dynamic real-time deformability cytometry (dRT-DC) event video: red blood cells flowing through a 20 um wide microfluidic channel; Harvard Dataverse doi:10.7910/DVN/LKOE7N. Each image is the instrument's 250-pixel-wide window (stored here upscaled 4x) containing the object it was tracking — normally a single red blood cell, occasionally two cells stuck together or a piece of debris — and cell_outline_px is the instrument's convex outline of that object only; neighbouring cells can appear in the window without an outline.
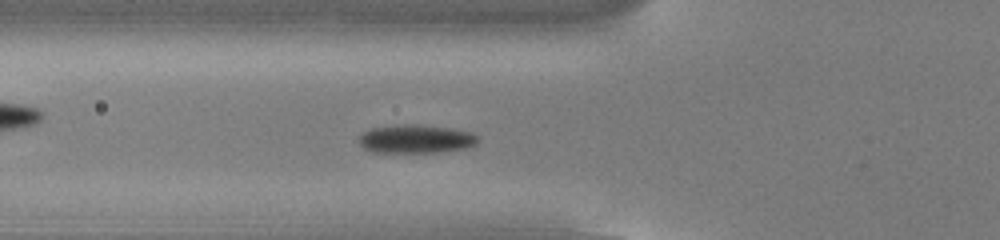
{"species": "common noctule bat (a hibernating species)", "species_latin": "Nyctalus noctula", "temperature_condition": "cold", "stored_images_in_passage": 48, "camera_frame_rate_fps": 3000, "um_per_image_px": 0.085, "animal": {"sex": "male", "body_mass_g": 13.0, "forearm_length_mm": 53.1}, "frame": {"image": 1, "passage_image": 14, "time_ms": 4.333, "image_size_px": [1000, 240], "cell_outline_px": [[480, 140], [476, 144], [468, 148], [440, 152], [372, 152], [364, 148], [356, 140], [364, 132], [372, 128], [396, 124], [416, 124], [452, 128], [472, 132], [480, 136]], "centroid_in_image_um": [35.39, 11.8], "position_along_channel_um": 90.4, "area_um2": 20.11}}
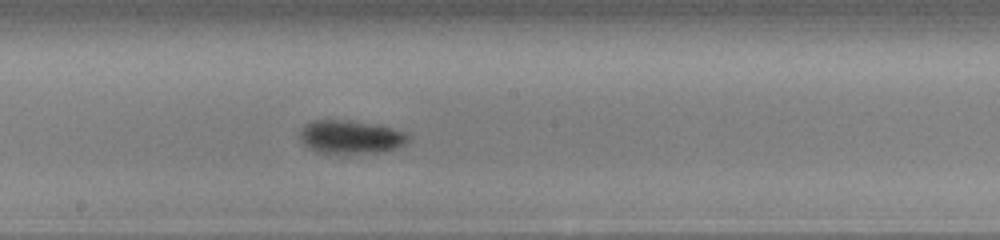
{"frame": {"image": 2, "passage_image": 24, "time_ms": 7.667, "image_size_px": [1000, 240], "cell_outline_px": [[412, 140], [408, 144], [400, 148], [380, 152], [348, 156], [344, 156], [316, 152], [304, 144], [300, 140], [300, 128], [304, 124], [312, 120], [348, 120], [380, 124], [408, 132], [412, 136]], "centroid_in_image_um": [29.89, 11.68], "position_along_channel_um": 218.3, "area_um2": 22.54}}
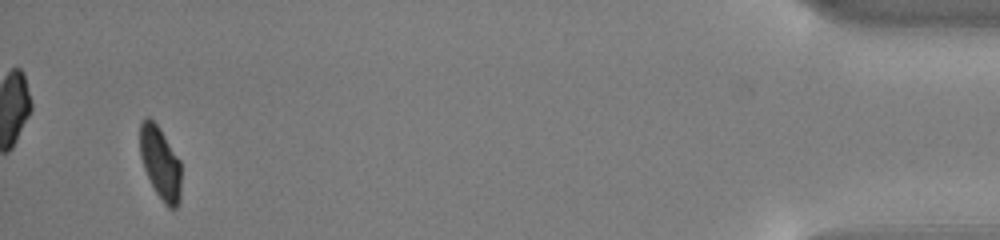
{"frame": {"image": 3, "passage_image": 46, "time_ms": 15.0, "image_size_px": [1000, 240], "cell_outline_px": [[180, 200], [176, 208], [168, 208], [164, 204], [156, 192], [144, 168], [140, 156], [140, 124], [148, 116], [160, 128], [180, 160]], "centroid_in_image_um": [13.63, 13.86], "position_along_channel_um": 421.6, "area_um2": 17.28}, "authors_computed_cell_mechanics": {"area_um2": 19.3919, "velocity_mm_per_s": 3.831, "shape_relaxation_time_tau1_ms": 2.2379, "shape_relaxation_time_tau2_ms": null, "deformation_change_tau1": 0.1193, "deformation_change_tau2": null}}